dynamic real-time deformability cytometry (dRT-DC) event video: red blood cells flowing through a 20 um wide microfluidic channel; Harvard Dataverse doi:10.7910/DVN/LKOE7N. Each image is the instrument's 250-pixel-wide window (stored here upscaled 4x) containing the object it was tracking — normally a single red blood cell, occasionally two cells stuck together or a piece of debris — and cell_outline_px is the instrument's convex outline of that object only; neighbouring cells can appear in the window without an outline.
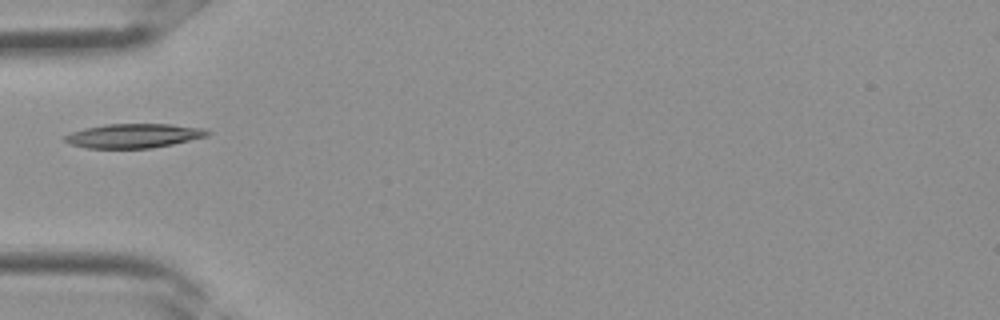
{"species": "Egyptian fruit bat (a non-hibernating species)", "species_latin": "Rousettus aegyptiacus", "temperature_condition": "room temperature", "stored_images_in_passage": 2, "camera_frame_rate_fps": 3000, "um_per_image_px": 0.085, "frame": {"image": 1, "passage_image": 2, "time_ms": 0.333, "image_size_px": [1000, 320], "cell_outline_px": [[212, 132], [208, 136], [172, 144], [152, 148], [88, 148], [72, 144], [64, 140], [64, 136], [72, 132], [84, 128], [104, 124], [172, 124], [204, 128]], "centroid_in_image_um": [11.4, 11.53], "position_along_channel_um": 73.6, "area_um2": 20.11}}